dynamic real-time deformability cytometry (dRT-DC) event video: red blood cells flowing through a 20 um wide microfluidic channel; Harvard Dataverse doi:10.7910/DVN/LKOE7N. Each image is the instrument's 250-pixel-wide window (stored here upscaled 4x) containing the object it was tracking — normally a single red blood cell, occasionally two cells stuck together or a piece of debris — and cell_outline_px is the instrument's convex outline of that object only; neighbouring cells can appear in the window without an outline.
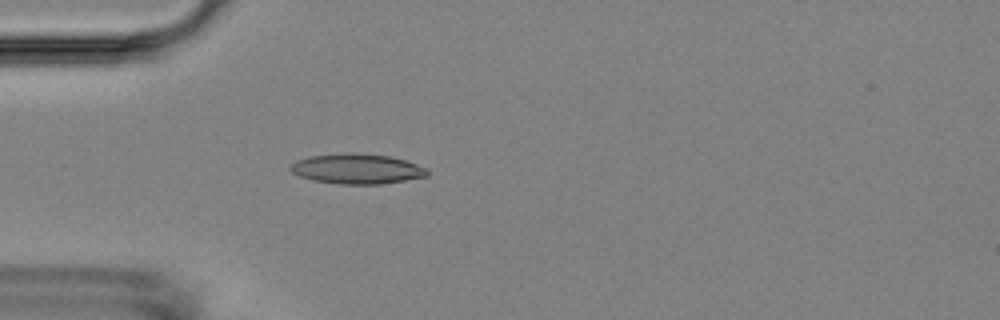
{"species": "Egyptian fruit bat (a non-hibernating species)", "species_latin": "Rousettus aegyptiacus", "temperature_condition": "room temperature", "stored_images_in_passage": 4, "camera_frame_rate_fps": 3000, "um_per_image_px": 0.085, "animal": {"sex": "female"}, "frame": {"image": 1, "passage_image": 4, "time_ms": 3.667, "image_size_px": [1000, 320], "cell_outline_px": [[428, 176], [380, 184], [336, 184], [312, 180], [300, 176], [292, 172], [288, 168], [296, 160], [308, 156], [344, 152], [352, 152], [392, 156], [428, 168]], "centroid_in_image_um": [30.32, 14.34], "position_along_channel_um": 54.7, "area_um2": 24.22}}